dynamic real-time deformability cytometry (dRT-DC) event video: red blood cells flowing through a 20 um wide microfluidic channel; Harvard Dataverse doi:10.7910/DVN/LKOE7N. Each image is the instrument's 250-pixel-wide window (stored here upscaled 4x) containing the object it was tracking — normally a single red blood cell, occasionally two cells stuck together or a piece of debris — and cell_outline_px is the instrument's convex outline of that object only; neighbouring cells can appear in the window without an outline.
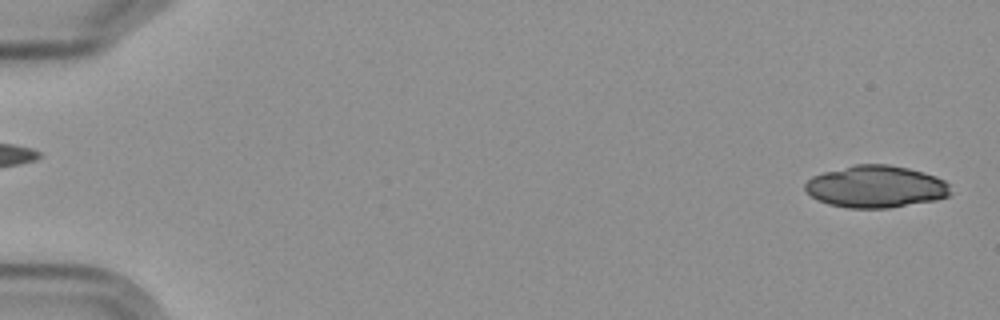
{"species": "Egyptian fruit bat (a non-hibernating species)", "species_latin": "Rousettus aegyptiacus", "temperature_condition": "cold", "stored_images_in_passage": 3, "segment_of_instrument_passage": [2, 2], "camera_frame_rate_fps": 3000, "um_per_image_px": 0.085, "frame": {"image": 1, "passage_image": 3, "time_ms": 2.333, "image_size_px": [1000, 320], "cell_outline_px": [[952, 196], [936, 200], [888, 208], [848, 208], [828, 204], [812, 196], [804, 188], [804, 184], [812, 176], [824, 172], [856, 164], [888, 164], [908, 168], [924, 172], [936, 176], [944, 180], [948, 184], [952, 192]], "centroid_in_image_um": [74.49, 15.87], "position_along_channel_um": 10.5, "area_um2": 35.78}}